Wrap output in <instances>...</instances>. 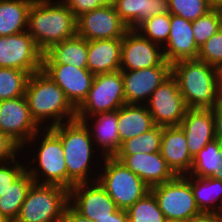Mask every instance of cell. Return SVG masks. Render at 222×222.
<instances>
[{"label": "cell", "instance_id": "cell-1", "mask_svg": "<svg viewBox=\"0 0 222 222\" xmlns=\"http://www.w3.org/2000/svg\"><path fill=\"white\" fill-rule=\"evenodd\" d=\"M50 129L62 142L67 167V189L70 190L76 184L95 182L100 171L98 170L101 167L100 163H102L104 157L94 146L89 129L85 124L75 119L58 124Z\"/></svg>", "mask_w": 222, "mask_h": 222}, {"label": "cell", "instance_id": "cell-2", "mask_svg": "<svg viewBox=\"0 0 222 222\" xmlns=\"http://www.w3.org/2000/svg\"><path fill=\"white\" fill-rule=\"evenodd\" d=\"M25 97L30 114L41 129L76 119V108L43 70L30 74Z\"/></svg>", "mask_w": 222, "mask_h": 222}, {"label": "cell", "instance_id": "cell-3", "mask_svg": "<svg viewBox=\"0 0 222 222\" xmlns=\"http://www.w3.org/2000/svg\"><path fill=\"white\" fill-rule=\"evenodd\" d=\"M27 32L45 53L54 44L77 34V17L62 0H34L28 13Z\"/></svg>", "mask_w": 222, "mask_h": 222}, {"label": "cell", "instance_id": "cell-4", "mask_svg": "<svg viewBox=\"0 0 222 222\" xmlns=\"http://www.w3.org/2000/svg\"><path fill=\"white\" fill-rule=\"evenodd\" d=\"M187 108L212 109L219 103L218 69L198 59L180 60L172 64Z\"/></svg>", "mask_w": 222, "mask_h": 222}, {"label": "cell", "instance_id": "cell-5", "mask_svg": "<svg viewBox=\"0 0 222 222\" xmlns=\"http://www.w3.org/2000/svg\"><path fill=\"white\" fill-rule=\"evenodd\" d=\"M30 143L35 146L37 143V148ZM29 145L33 147L31 149H36V152L32 150L33 155L30 154V160L26 162V171L34 183L67 188V167L61 139L50 128H44L34 134L22 148L21 152L25 154V157H27V152L24 148Z\"/></svg>", "mask_w": 222, "mask_h": 222}, {"label": "cell", "instance_id": "cell-6", "mask_svg": "<svg viewBox=\"0 0 222 222\" xmlns=\"http://www.w3.org/2000/svg\"><path fill=\"white\" fill-rule=\"evenodd\" d=\"M97 182L119 209L127 210L143 198L150 187L115 157H104Z\"/></svg>", "mask_w": 222, "mask_h": 222}, {"label": "cell", "instance_id": "cell-7", "mask_svg": "<svg viewBox=\"0 0 222 222\" xmlns=\"http://www.w3.org/2000/svg\"><path fill=\"white\" fill-rule=\"evenodd\" d=\"M68 204L67 188L33 183L15 222H62Z\"/></svg>", "mask_w": 222, "mask_h": 222}, {"label": "cell", "instance_id": "cell-8", "mask_svg": "<svg viewBox=\"0 0 222 222\" xmlns=\"http://www.w3.org/2000/svg\"><path fill=\"white\" fill-rule=\"evenodd\" d=\"M150 191L167 222H187L203 215L193 195L191 175H177L168 182L151 187Z\"/></svg>", "mask_w": 222, "mask_h": 222}, {"label": "cell", "instance_id": "cell-9", "mask_svg": "<svg viewBox=\"0 0 222 222\" xmlns=\"http://www.w3.org/2000/svg\"><path fill=\"white\" fill-rule=\"evenodd\" d=\"M126 104L121 70L95 75L87 98L76 109V119L118 110Z\"/></svg>", "mask_w": 222, "mask_h": 222}, {"label": "cell", "instance_id": "cell-10", "mask_svg": "<svg viewBox=\"0 0 222 222\" xmlns=\"http://www.w3.org/2000/svg\"><path fill=\"white\" fill-rule=\"evenodd\" d=\"M43 54L27 31L0 36V67L20 69L30 75L42 70Z\"/></svg>", "mask_w": 222, "mask_h": 222}, {"label": "cell", "instance_id": "cell-11", "mask_svg": "<svg viewBox=\"0 0 222 222\" xmlns=\"http://www.w3.org/2000/svg\"><path fill=\"white\" fill-rule=\"evenodd\" d=\"M157 126H179L188 109L176 79L171 75L160 84L145 104Z\"/></svg>", "mask_w": 222, "mask_h": 222}, {"label": "cell", "instance_id": "cell-12", "mask_svg": "<svg viewBox=\"0 0 222 222\" xmlns=\"http://www.w3.org/2000/svg\"><path fill=\"white\" fill-rule=\"evenodd\" d=\"M40 129L30 114L25 95L0 101V131L21 148Z\"/></svg>", "mask_w": 222, "mask_h": 222}, {"label": "cell", "instance_id": "cell-13", "mask_svg": "<svg viewBox=\"0 0 222 222\" xmlns=\"http://www.w3.org/2000/svg\"><path fill=\"white\" fill-rule=\"evenodd\" d=\"M128 30L114 6H102L77 17V35L87 41L123 38Z\"/></svg>", "mask_w": 222, "mask_h": 222}, {"label": "cell", "instance_id": "cell-14", "mask_svg": "<svg viewBox=\"0 0 222 222\" xmlns=\"http://www.w3.org/2000/svg\"><path fill=\"white\" fill-rule=\"evenodd\" d=\"M125 100L128 104H146L153 91L172 75V64L164 61L159 66L134 71L121 70Z\"/></svg>", "mask_w": 222, "mask_h": 222}, {"label": "cell", "instance_id": "cell-15", "mask_svg": "<svg viewBox=\"0 0 222 222\" xmlns=\"http://www.w3.org/2000/svg\"><path fill=\"white\" fill-rule=\"evenodd\" d=\"M69 204L92 222L110 217L119 209L97 181L74 185L69 190Z\"/></svg>", "mask_w": 222, "mask_h": 222}, {"label": "cell", "instance_id": "cell-16", "mask_svg": "<svg viewBox=\"0 0 222 222\" xmlns=\"http://www.w3.org/2000/svg\"><path fill=\"white\" fill-rule=\"evenodd\" d=\"M165 61L163 47L129 29L122 38L120 70L134 71L159 66Z\"/></svg>", "mask_w": 222, "mask_h": 222}, {"label": "cell", "instance_id": "cell-17", "mask_svg": "<svg viewBox=\"0 0 222 222\" xmlns=\"http://www.w3.org/2000/svg\"><path fill=\"white\" fill-rule=\"evenodd\" d=\"M42 70L64 91L77 109L87 98L95 75L72 64H42Z\"/></svg>", "mask_w": 222, "mask_h": 222}, {"label": "cell", "instance_id": "cell-18", "mask_svg": "<svg viewBox=\"0 0 222 222\" xmlns=\"http://www.w3.org/2000/svg\"><path fill=\"white\" fill-rule=\"evenodd\" d=\"M114 157L139 176L150 188L177 176L160 152L115 155Z\"/></svg>", "mask_w": 222, "mask_h": 222}, {"label": "cell", "instance_id": "cell-19", "mask_svg": "<svg viewBox=\"0 0 222 222\" xmlns=\"http://www.w3.org/2000/svg\"><path fill=\"white\" fill-rule=\"evenodd\" d=\"M199 47L192 31V21L171 14L170 34L163 46V54L170 64L180 60L197 59Z\"/></svg>", "mask_w": 222, "mask_h": 222}, {"label": "cell", "instance_id": "cell-20", "mask_svg": "<svg viewBox=\"0 0 222 222\" xmlns=\"http://www.w3.org/2000/svg\"><path fill=\"white\" fill-rule=\"evenodd\" d=\"M179 126L186 135L187 147L193 158L216 139L212 109L188 108Z\"/></svg>", "mask_w": 222, "mask_h": 222}, {"label": "cell", "instance_id": "cell-21", "mask_svg": "<svg viewBox=\"0 0 222 222\" xmlns=\"http://www.w3.org/2000/svg\"><path fill=\"white\" fill-rule=\"evenodd\" d=\"M89 129L96 149L103 157H114L120 149L118 110L98 113L82 120ZM92 122V123H91Z\"/></svg>", "mask_w": 222, "mask_h": 222}, {"label": "cell", "instance_id": "cell-22", "mask_svg": "<svg viewBox=\"0 0 222 222\" xmlns=\"http://www.w3.org/2000/svg\"><path fill=\"white\" fill-rule=\"evenodd\" d=\"M160 153L176 175H187L191 171L193 157L187 147V138L180 126H164Z\"/></svg>", "mask_w": 222, "mask_h": 222}, {"label": "cell", "instance_id": "cell-23", "mask_svg": "<svg viewBox=\"0 0 222 222\" xmlns=\"http://www.w3.org/2000/svg\"><path fill=\"white\" fill-rule=\"evenodd\" d=\"M122 38L88 41L87 69L94 75L120 70Z\"/></svg>", "mask_w": 222, "mask_h": 222}, {"label": "cell", "instance_id": "cell-24", "mask_svg": "<svg viewBox=\"0 0 222 222\" xmlns=\"http://www.w3.org/2000/svg\"><path fill=\"white\" fill-rule=\"evenodd\" d=\"M114 8L128 29L152 16L169 13L168 0H116Z\"/></svg>", "mask_w": 222, "mask_h": 222}, {"label": "cell", "instance_id": "cell-25", "mask_svg": "<svg viewBox=\"0 0 222 222\" xmlns=\"http://www.w3.org/2000/svg\"><path fill=\"white\" fill-rule=\"evenodd\" d=\"M156 125L145 104L126 103L118 109L120 146L125 140L148 132Z\"/></svg>", "mask_w": 222, "mask_h": 222}, {"label": "cell", "instance_id": "cell-26", "mask_svg": "<svg viewBox=\"0 0 222 222\" xmlns=\"http://www.w3.org/2000/svg\"><path fill=\"white\" fill-rule=\"evenodd\" d=\"M88 41L77 34L54 44L43 54L42 64H72L87 68Z\"/></svg>", "mask_w": 222, "mask_h": 222}, {"label": "cell", "instance_id": "cell-27", "mask_svg": "<svg viewBox=\"0 0 222 222\" xmlns=\"http://www.w3.org/2000/svg\"><path fill=\"white\" fill-rule=\"evenodd\" d=\"M197 206L203 214L222 215V181L214 177L191 176Z\"/></svg>", "mask_w": 222, "mask_h": 222}, {"label": "cell", "instance_id": "cell-28", "mask_svg": "<svg viewBox=\"0 0 222 222\" xmlns=\"http://www.w3.org/2000/svg\"><path fill=\"white\" fill-rule=\"evenodd\" d=\"M34 0H0V36L27 31L28 13Z\"/></svg>", "mask_w": 222, "mask_h": 222}, {"label": "cell", "instance_id": "cell-29", "mask_svg": "<svg viewBox=\"0 0 222 222\" xmlns=\"http://www.w3.org/2000/svg\"><path fill=\"white\" fill-rule=\"evenodd\" d=\"M34 183L27 171H25L9 189L0 197V215L6 222H15L26 194Z\"/></svg>", "mask_w": 222, "mask_h": 222}, {"label": "cell", "instance_id": "cell-30", "mask_svg": "<svg viewBox=\"0 0 222 222\" xmlns=\"http://www.w3.org/2000/svg\"><path fill=\"white\" fill-rule=\"evenodd\" d=\"M222 144L213 140L202 148L193 158L192 168L189 174L194 177H214L221 164Z\"/></svg>", "mask_w": 222, "mask_h": 222}, {"label": "cell", "instance_id": "cell-31", "mask_svg": "<svg viewBox=\"0 0 222 222\" xmlns=\"http://www.w3.org/2000/svg\"><path fill=\"white\" fill-rule=\"evenodd\" d=\"M162 133L163 126L156 125L148 132L122 142L119 151L115 155L160 152Z\"/></svg>", "mask_w": 222, "mask_h": 222}, {"label": "cell", "instance_id": "cell-32", "mask_svg": "<svg viewBox=\"0 0 222 222\" xmlns=\"http://www.w3.org/2000/svg\"><path fill=\"white\" fill-rule=\"evenodd\" d=\"M29 76L20 69L0 67V101L24 96Z\"/></svg>", "mask_w": 222, "mask_h": 222}, {"label": "cell", "instance_id": "cell-33", "mask_svg": "<svg viewBox=\"0 0 222 222\" xmlns=\"http://www.w3.org/2000/svg\"><path fill=\"white\" fill-rule=\"evenodd\" d=\"M126 211L129 222H167L159 208L156 197L151 191Z\"/></svg>", "mask_w": 222, "mask_h": 222}, {"label": "cell", "instance_id": "cell-34", "mask_svg": "<svg viewBox=\"0 0 222 222\" xmlns=\"http://www.w3.org/2000/svg\"><path fill=\"white\" fill-rule=\"evenodd\" d=\"M170 22L171 14L164 13L144 20L135 30L144 38L163 47L170 34Z\"/></svg>", "mask_w": 222, "mask_h": 222}, {"label": "cell", "instance_id": "cell-35", "mask_svg": "<svg viewBox=\"0 0 222 222\" xmlns=\"http://www.w3.org/2000/svg\"><path fill=\"white\" fill-rule=\"evenodd\" d=\"M222 27V11L213 7L205 15L192 21V31L196 45L200 48Z\"/></svg>", "mask_w": 222, "mask_h": 222}, {"label": "cell", "instance_id": "cell-36", "mask_svg": "<svg viewBox=\"0 0 222 222\" xmlns=\"http://www.w3.org/2000/svg\"><path fill=\"white\" fill-rule=\"evenodd\" d=\"M169 13L194 21L209 12L213 6L209 0H168Z\"/></svg>", "mask_w": 222, "mask_h": 222}, {"label": "cell", "instance_id": "cell-37", "mask_svg": "<svg viewBox=\"0 0 222 222\" xmlns=\"http://www.w3.org/2000/svg\"><path fill=\"white\" fill-rule=\"evenodd\" d=\"M197 59L217 69L222 66V27L200 47Z\"/></svg>", "mask_w": 222, "mask_h": 222}, {"label": "cell", "instance_id": "cell-38", "mask_svg": "<svg viewBox=\"0 0 222 222\" xmlns=\"http://www.w3.org/2000/svg\"><path fill=\"white\" fill-rule=\"evenodd\" d=\"M21 157L24 156L20 154L18 159L15 158L10 162L0 164V197L9 189V186L26 171L25 162L29 159L28 157H24L23 159H25V161L23 163L20 161Z\"/></svg>", "mask_w": 222, "mask_h": 222}, {"label": "cell", "instance_id": "cell-39", "mask_svg": "<svg viewBox=\"0 0 222 222\" xmlns=\"http://www.w3.org/2000/svg\"><path fill=\"white\" fill-rule=\"evenodd\" d=\"M22 148L8 135L0 131V164H4L18 158Z\"/></svg>", "mask_w": 222, "mask_h": 222}, {"label": "cell", "instance_id": "cell-40", "mask_svg": "<svg viewBox=\"0 0 222 222\" xmlns=\"http://www.w3.org/2000/svg\"><path fill=\"white\" fill-rule=\"evenodd\" d=\"M63 3L78 17L81 14L102 7L98 0H62Z\"/></svg>", "mask_w": 222, "mask_h": 222}, {"label": "cell", "instance_id": "cell-41", "mask_svg": "<svg viewBox=\"0 0 222 222\" xmlns=\"http://www.w3.org/2000/svg\"><path fill=\"white\" fill-rule=\"evenodd\" d=\"M214 117L215 138L222 144V103L212 108Z\"/></svg>", "mask_w": 222, "mask_h": 222}, {"label": "cell", "instance_id": "cell-42", "mask_svg": "<svg viewBox=\"0 0 222 222\" xmlns=\"http://www.w3.org/2000/svg\"><path fill=\"white\" fill-rule=\"evenodd\" d=\"M62 222H92V221L79 214L70 204H68L64 211Z\"/></svg>", "mask_w": 222, "mask_h": 222}, {"label": "cell", "instance_id": "cell-43", "mask_svg": "<svg viewBox=\"0 0 222 222\" xmlns=\"http://www.w3.org/2000/svg\"><path fill=\"white\" fill-rule=\"evenodd\" d=\"M96 222H129V218L126 210L118 209L110 217L100 218Z\"/></svg>", "mask_w": 222, "mask_h": 222}, {"label": "cell", "instance_id": "cell-44", "mask_svg": "<svg viewBox=\"0 0 222 222\" xmlns=\"http://www.w3.org/2000/svg\"><path fill=\"white\" fill-rule=\"evenodd\" d=\"M187 222H222V215L203 214Z\"/></svg>", "mask_w": 222, "mask_h": 222}, {"label": "cell", "instance_id": "cell-45", "mask_svg": "<svg viewBox=\"0 0 222 222\" xmlns=\"http://www.w3.org/2000/svg\"><path fill=\"white\" fill-rule=\"evenodd\" d=\"M219 74V103H222V66L218 69Z\"/></svg>", "mask_w": 222, "mask_h": 222}, {"label": "cell", "instance_id": "cell-46", "mask_svg": "<svg viewBox=\"0 0 222 222\" xmlns=\"http://www.w3.org/2000/svg\"><path fill=\"white\" fill-rule=\"evenodd\" d=\"M102 6H114L116 0H98Z\"/></svg>", "mask_w": 222, "mask_h": 222}, {"label": "cell", "instance_id": "cell-47", "mask_svg": "<svg viewBox=\"0 0 222 222\" xmlns=\"http://www.w3.org/2000/svg\"><path fill=\"white\" fill-rule=\"evenodd\" d=\"M221 160H222V149H221ZM215 179H219L222 181V161L221 164H219V171L214 176Z\"/></svg>", "mask_w": 222, "mask_h": 222}, {"label": "cell", "instance_id": "cell-48", "mask_svg": "<svg viewBox=\"0 0 222 222\" xmlns=\"http://www.w3.org/2000/svg\"><path fill=\"white\" fill-rule=\"evenodd\" d=\"M209 2L213 7H221L222 6V0H209Z\"/></svg>", "mask_w": 222, "mask_h": 222}, {"label": "cell", "instance_id": "cell-49", "mask_svg": "<svg viewBox=\"0 0 222 222\" xmlns=\"http://www.w3.org/2000/svg\"><path fill=\"white\" fill-rule=\"evenodd\" d=\"M0 222H6V220L0 215Z\"/></svg>", "mask_w": 222, "mask_h": 222}]
</instances>
